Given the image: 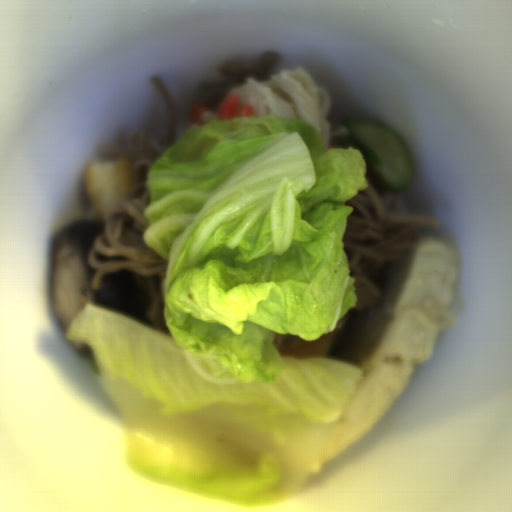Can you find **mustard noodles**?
<instances>
[{
    "instance_id": "2",
    "label": "mustard noodles",
    "mask_w": 512,
    "mask_h": 512,
    "mask_svg": "<svg viewBox=\"0 0 512 512\" xmlns=\"http://www.w3.org/2000/svg\"><path fill=\"white\" fill-rule=\"evenodd\" d=\"M395 195L388 190L378 194L367 183L347 199L352 207L343 232L344 249L350 275L357 291L355 303L347 311L357 312L379 298L375 279L383 267L410 253L418 242L419 230L437 228L436 215H408L395 212Z\"/></svg>"
},
{
    "instance_id": "3",
    "label": "mustard noodles",
    "mask_w": 512,
    "mask_h": 512,
    "mask_svg": "<svg viewBox=\"0 0 512 512\" xmlns=\"http://www.w3.org/2000/svg\"><path fill=\"white\" fill-rule=\"evenodd\" d=\"M160 86L161 93L167 103L170 134L168 138L157 136L159 144L165 149L178 139V110L173 96L162 78L152 77Z\"/></svg>"
},
{
    "instance_id": "1",
    "label": "mustard noodles",
    "mask_w": 512,
    "mask_h": 512,
    "mask_svg": "<svg viewBox=\"0 0 512 512\" xmlns=\"http://www.w3.org/2000/svg\"><path fill=\"white\" fill-rule=\"evenodd\" d=\"M107 164L128 160L127 196L114 211L105 214V225L93 242L88 263L95 270L91 286L102 287L101 278L120 270H129L146 291L150 304L146 318L154 328L171 336L165 316L163 296L168 260L144 239L145 211L151 200L146 186L148 169L161 149L139 130L128 137L126 129H117L113 141H100Z\"/></svg>"
}]
</instances>
